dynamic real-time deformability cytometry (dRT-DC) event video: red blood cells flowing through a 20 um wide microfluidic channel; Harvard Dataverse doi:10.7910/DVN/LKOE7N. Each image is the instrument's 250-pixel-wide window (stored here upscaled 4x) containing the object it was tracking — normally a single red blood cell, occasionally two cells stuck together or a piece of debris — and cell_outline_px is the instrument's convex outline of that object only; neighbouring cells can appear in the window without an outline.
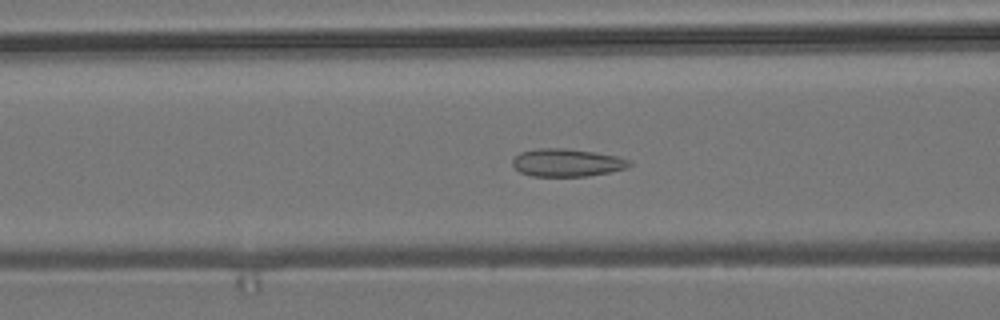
{"species": "common noctule bat (a hibernating species)", "species_latin": "Nyctalus noctula", "temperature_condition": "room temperature", "stored_images_in_passage": 45, "camera_frame_rate_fps": 3000, "um_per_image_px": 0.085, "animal": {"sex": "male", "body_mass_g": 19.2, "forearm_length_mm": 51.8}, "frame": {"image": 1, "passage_image": 19, "time_ms": 6.0, "image_size_px": [1000, 320], "cell_outline_px": [[632, 164], [628, 168], [612, 172], [588, 176], [532, 176], [520, 172], [512, 164], [512, 160], [520, 152], [536, 148], [568, 148], [620, 156], [632, 160]], "centroid_in_image_um": [48.25, 13.82], "position_along_channel_um": 118.3, "area_um2": 19.25}}
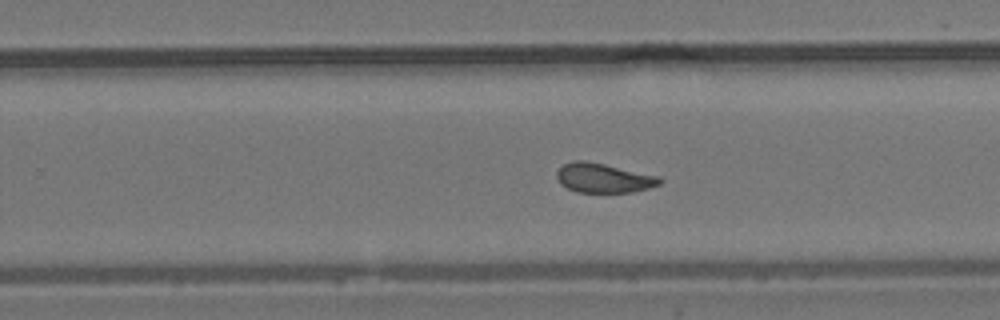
{"frame": {"image": 2, "passage_image": 32, "time_ms": 10.333, "image_size_px": [1000, 320], "cell_outline_px": [[664, 180], [660, 184], [648, 188], [632, 192], [576, 192], [560, 184], [556, 176], [556, 172], [564, 164], [572, 160], [584, 160], [604, 164], [660, 176]], "centroid_in_image_um": [51.3, 15.12], "position_along_channel_um": 278.5, "area_um2": 17.69}}
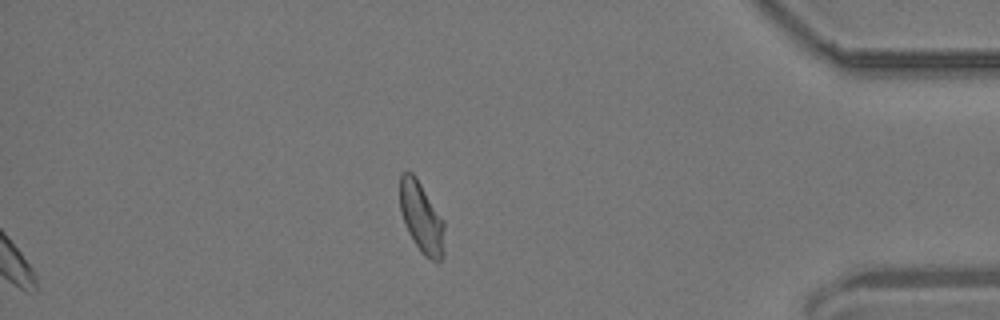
{"frame": {"image": 3, "passage_image": 45, "time_ms": 14.667, "image_size_px": [1000, 320], "cell_outline_px": [[444, 252], [440, 260], [432, 260], [424, 256], [420, 252], [408, 232], [400, 212], [400, 172], [412, 172], [416, 176], [444, 220]], "centroid_in_image_um": [35.82, 18.48], "position_along_channel_um": 399.4, "area_um2": 18.5}, "authors_computed_cell_mechanics": {"area_um2": 18.5538, "velocity_mm_per_s": 3.6985, "shape_relaxation_time_tau1_ms": null, "shape_relaxation_time_tau2_ms": 1.0589, "deformation_change_tau1": null, "deformation_change_tau2": 0.0742}}